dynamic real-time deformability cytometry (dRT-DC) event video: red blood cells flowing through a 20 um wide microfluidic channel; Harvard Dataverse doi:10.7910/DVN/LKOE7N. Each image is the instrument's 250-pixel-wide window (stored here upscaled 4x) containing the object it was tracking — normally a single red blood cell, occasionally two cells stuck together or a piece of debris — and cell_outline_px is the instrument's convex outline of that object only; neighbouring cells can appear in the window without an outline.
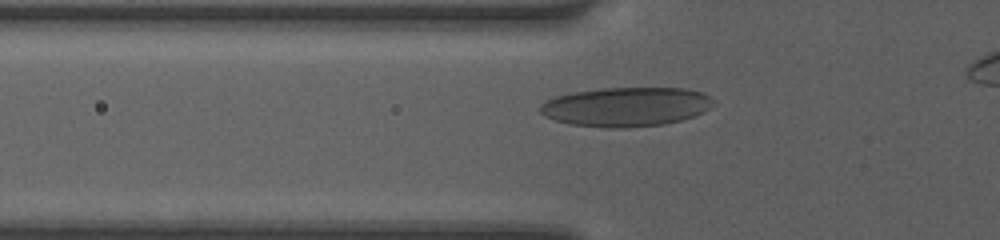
{"species": "human", "species_latin": "Homo sapiens", "temperature_condition": "room temperature", "stored_images_in_passage": 12, "camera_frame_rate_fps": 3000, "um_per_image_px": 0.085, "donor": {"sex": "female"}, "frame": {"image": 1, "passage_image": 3, "time_ms": 0.667, "image_size_px": [1000, 240], "cell_outline_px": [[716, 104], [704, 112], [680, 120], [664, 124], [624, 128], [608, 128], [568, 124], [544, 116], [540, 112], [540, 104], [556, 96], [576, 92], [604, 88], [684, 88], [700, 92], [716, 100]], "centroid_in_image_um": [53.24, 9.08], "position_along_channel_um": 72.6, "area_um2": 39.59}}
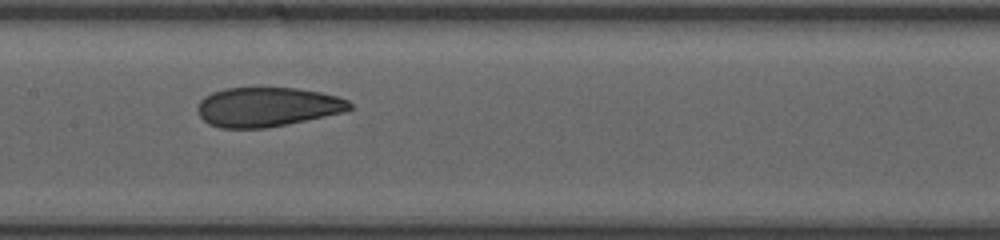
{"frame": {"image": 2, "passage_image": 8, "time_ms": 2.333, "image_size_px": [1000, 240], "cell_outline_px": [[352, 108], [344, 112], [264, 128], [220, 128], [208, 124], [200, 116], [196, 108], [200, 100], [204, 96], [212, 92], [224, 88], [296, 88], [320, 92], [336, 96], [348, 100], [352, 104]], "centroid_in_image_um": [22.68, 9.08], "position_along_channel_um": 184.7, "area_um2": 34.74}}
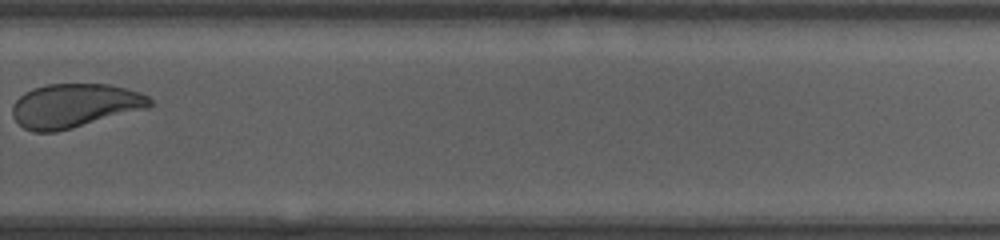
{"frame": {"image": 3, "passage_image": 12, "time_ms": 3.667, "image_size_px": [1000, 240], "cell_outline_px": [[152, 104], [148, 108], [72, 128], [56, 132], [32, 132], [24, 128], [12, 116], [12, 104], [24, 92], [32, 88], [48, 84], [108, 84], [140, 92], [148, 96], [152, 100]], "centroid_in_image_um": [6.32, 8.98], "position_along_channel_um": 323.5, "area_um2": 35.2}}